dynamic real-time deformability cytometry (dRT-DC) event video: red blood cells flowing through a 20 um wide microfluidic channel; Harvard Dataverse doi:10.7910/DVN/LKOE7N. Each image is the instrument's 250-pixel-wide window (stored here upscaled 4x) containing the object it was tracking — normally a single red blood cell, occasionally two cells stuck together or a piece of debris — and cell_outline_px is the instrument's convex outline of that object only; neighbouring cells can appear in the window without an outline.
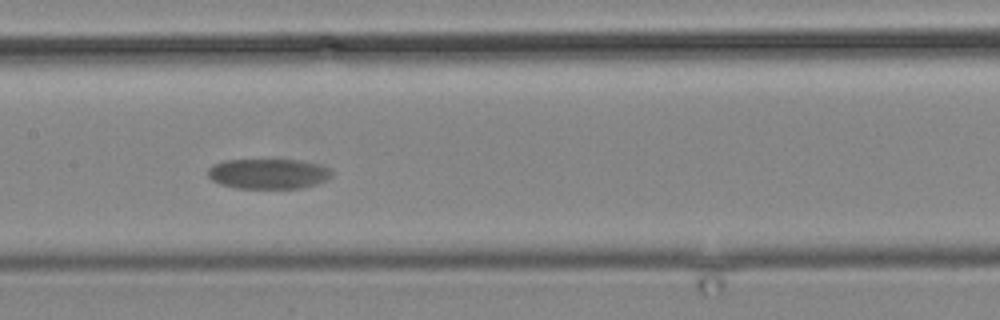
{"species": "common noctule bat (a hibernating species)", "species_latin": "Nyctalus noctula", "temperature_condition": "cold", "stored_images_in_passage": 6, "segment_of_instrument_passage": [1, 2], "camera_frame_rate_fps": 3000, "um_per_image_px": 0.085, "animal": {"sex": "male", "body_mass_g": 19.2, "forearm_length_mm": 51.8}, "frame": {"image": 1, "passage_image": 4, "time_ms": 3.667, "image_size_px": [1000, 320], "cell_outline_px": [[332, 176], [316, 184], [300, 188], [236, 188], [220, 184], [212, 180], [208, 176], [208, 168], [212, 164], [224, 160], [300, 160], [316, 164], [328, 168], [332, 172]], "centroid_in_image_um": [22.76, 14.77], "position_along_channel_um": 184.6, "area_um2": 21.68}}
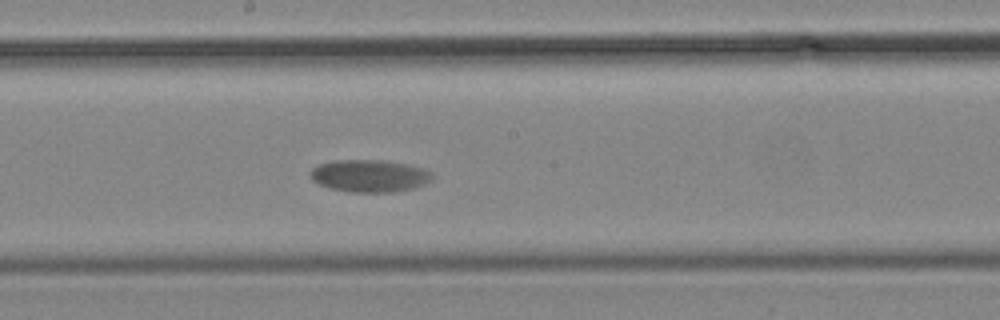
{"frame": {"image": 2, "passage_image": 5, "time_ms": 4.667, "image_size_px": [1000, 320], "cell_outline_px": [[432, 176], [428, 180], [412, 188], [392, 192], [348, 192], [328, 188], [312, 180], [308, 176], [308, 172], [312, 168], [320, 164], [332, 160], [384, 160], [424, 168], [432, 172]], "centroid_in_image_um": [31.31, 14.94], "position_along_channel_um": 216.9, "area_um2": 22.89}}